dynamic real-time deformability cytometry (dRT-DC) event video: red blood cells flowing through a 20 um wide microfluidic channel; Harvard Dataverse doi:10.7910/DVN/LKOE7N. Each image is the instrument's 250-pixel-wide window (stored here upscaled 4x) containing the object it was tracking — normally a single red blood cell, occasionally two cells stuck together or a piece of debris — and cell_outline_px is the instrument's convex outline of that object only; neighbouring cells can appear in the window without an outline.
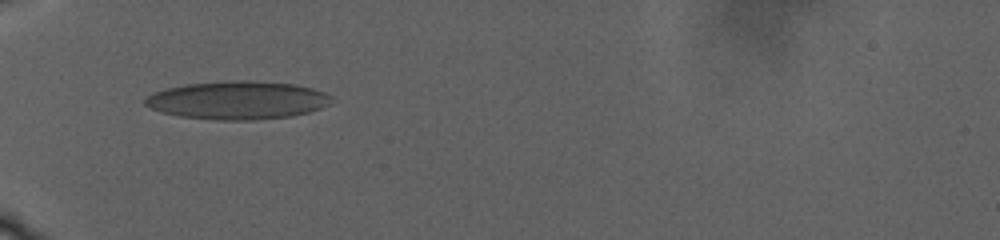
{"species": "human", "species_latin": "Homo sapiens", "temperature_condition": "warm", "stored_images_in_passage": 111, "camera_frame_rate_fps": 3000, "um_per_image_px": 0.085, "donor": {"sex": "male"}, "frame": {"image": 1, "passage_image": 1, "time_ms": 0.0, "image_size_px": [1000, 240], "cell_outline_px": [[332, 104], [308, 112], [292, 116], [252, 120], [216, 120], [180, 116], [164, 112], [152, 108], [144, 104], [144, 100], [152, 92], [164, 88], [184, 84], [236, 80], [248, 80], [296, 84], [312, 88], [324, 92], [332, 96]], "centroid_in_image_um": [20.21, 8.51], "position_along_channel_um": 64.8, "area_um2": 41.62}}
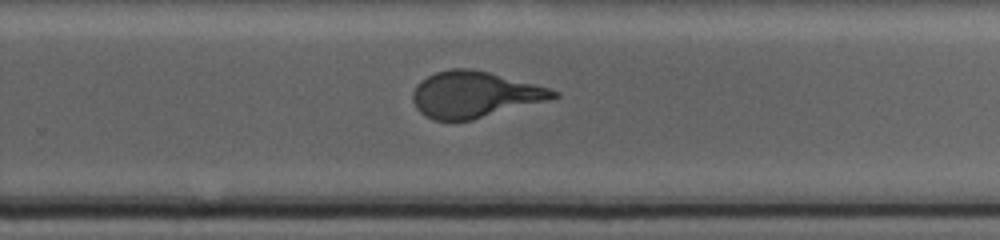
{"frame": {"image": 2, "passage_image": 63, "time_ms": 11.0, "image_size_px": [1000, 240], "cell_outline_px": [[560, 96], [472, 120], [432, 120], [424, 116], [416, 108], [412, 100], [412, 92], [416, 84], [420, 80], [436, 72], [452, 68], [472, 68], [488, 72], [548, 88], [560, 92]], "centroid_in_image_um": [40.25, 8.03], "position_along_channel_um": 289.5, "area_um2": 37.45}}
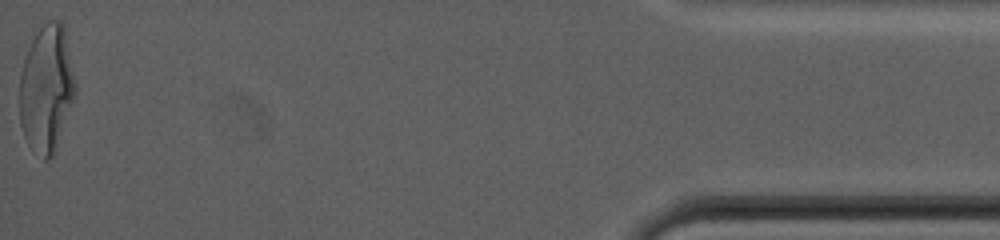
{"frame": {"image": 3, "passage_image": 111, "time_ms": 21.0, "image_size_px": [1000, 240], "cell_outline_px": [[76, 96], [56, 148], [52, 156], [48, 160], [44, 160], [28, 144], [24, 136], [20, 124], [20, 76], [24, 60], [28, 48], [36, 32], [48, 20], [60, 20], [64, 24], [76, 84]], "centroid_in_image_um": [3.97, 7.53], "position_along_channel_um": 431.2, "area_um2": 41.44}}